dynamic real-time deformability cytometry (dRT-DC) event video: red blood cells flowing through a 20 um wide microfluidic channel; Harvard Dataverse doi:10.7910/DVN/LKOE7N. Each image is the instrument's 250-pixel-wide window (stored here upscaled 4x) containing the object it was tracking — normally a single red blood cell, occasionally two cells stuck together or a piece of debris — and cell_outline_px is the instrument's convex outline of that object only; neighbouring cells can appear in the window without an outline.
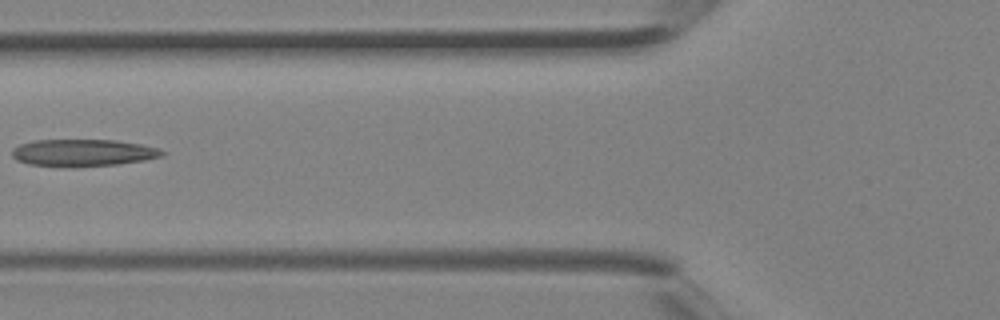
{"species": "Egyptian fruit bat (a non-hibernating species)", "species_latin": "Rousettus aegyptiacus", "temperature_condition": "room temperature", "stored_images_in_passage": 4, "camera_frame_rate_fps": 3000, "um_per_image_px": 0.085, "animal": {"sex": "female"}, "frame": {"image": 1, "passage_image": 4, "time_ms": 1.0, "image_size_px": [1000, 320], "cell_outline_px": [[168, 152], [160, 156], [144, 160], [116, 164], [28, 164], [16, 160], [12, 156], [12, 148], [20, 144], [36, 140], [116, 140], [140, 144], [160, 148]], "centroid_in_image_um": [7.09, 12.93], "position_along_channel_um": 118.7, "area_um2": 22.66}}